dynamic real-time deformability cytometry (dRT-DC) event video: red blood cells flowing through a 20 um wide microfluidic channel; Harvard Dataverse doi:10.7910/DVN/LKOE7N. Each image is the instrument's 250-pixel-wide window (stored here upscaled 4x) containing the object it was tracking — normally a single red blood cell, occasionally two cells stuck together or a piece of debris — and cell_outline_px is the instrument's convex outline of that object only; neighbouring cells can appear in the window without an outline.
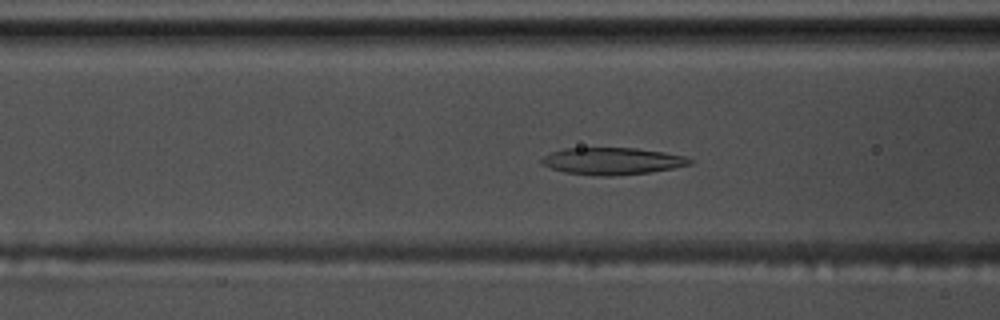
{"species": "common noctule bat (a hibernating species)", "species_latin": "Nyctalus noctula", "temperature_condition": "warm", "stored_images_in_passage": 56, "camera_frame_rate_fps": 3000, "um_per_image_px": 0.085, "animal": {"sex": "male", "body_mass_g": 17.5, "forearm_length_mm": 52.3}, "frame": {"image": 1, "passage_image": 22, "time_ms": 7.0, "image_size_px": [1000, 320], "cell_outline_px": [[692, 164], [672, 168], [648, 172], [612, 176], [596, 176], [564, 172], [540, 164], [540, 160], [544, 156], [552, 152], [564, 148], [636, 148], [664, 152], [684, 156], [692, 160]], "centroid_in_image_um": [52.01, 13.69], "position_along_channel_um": 114.6, "area_um2": 23.24}}
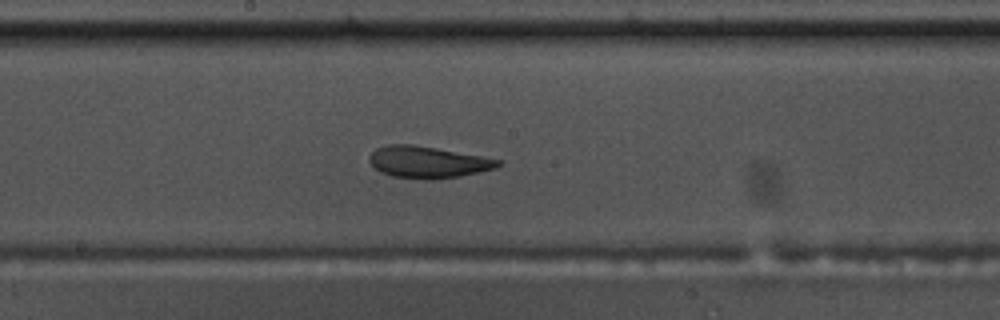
{"frame": {"image": 2, "passage_image": 30, "time_ms": 9.667, "image_size_px": [1000, 320], "cell_outline_px": [[500, 164], [496, 168], [460, 176], [432, 180], [424, 180], [392, 176], [380, 172], [368, 160], [368, 156], [376, 148], [388, 144], [408, 144], [436, 148], [480, 156], [500, 160]], "centroid_in_image_um": [36.31, 13.79], "position_along_channel_um": 211.9, "area_um2": 23.64}}
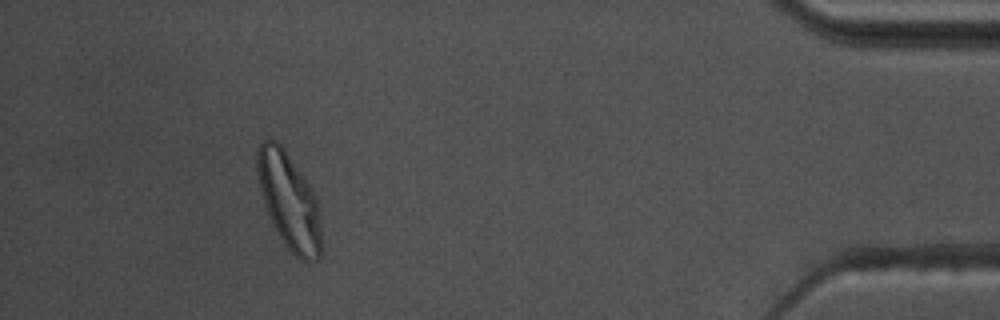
{"frame": {"image": 3, "passage_image": 51, "time_ms": 16.667, "image_size_px": [1000, 320], "cell_outline_px": [[320, 256], [316, 260], [300, 260], [284, 244], [276, 232], [264, 204], [260, 188], [256, 168], [256, 152], [260, 144], [264, 140], [276, 140], [284, 148], [316, 196], [320, 204]], "centroid_in_image_um": [24.56, 17.08], "position_along_channel_um": 410.6, "area_um2": 35.72}, "authors_computed_cell_mechanics": {"area_um2": 25.3453, "velocity_mm_per_s": 3.6632, "shape_relaxation_time_tau1_ms": 6.621, "shape_relaxation_time_tau2_ms": 2.0118, "deformation_change_tau1": 0.1911, "deformation_change_tau2": 0.0911}}